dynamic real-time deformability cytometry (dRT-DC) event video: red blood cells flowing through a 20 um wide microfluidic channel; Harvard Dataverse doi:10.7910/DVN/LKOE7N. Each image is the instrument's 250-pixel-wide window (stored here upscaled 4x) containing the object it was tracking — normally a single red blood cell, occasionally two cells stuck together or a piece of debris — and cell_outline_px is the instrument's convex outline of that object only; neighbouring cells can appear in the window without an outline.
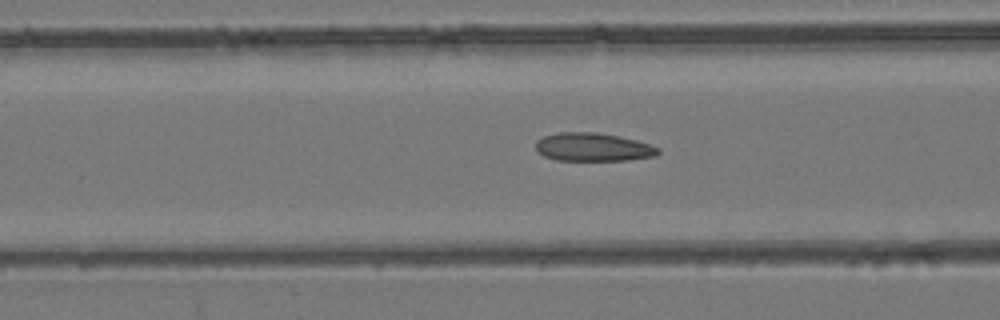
{"species": "common noctule bat (a hibernating species)", "species_latin": "Nyctalus noctula", "temperature_condition": "room temperature", "stored_images_in_passage": 46, "camera_frame_rate_fps": 3000, "um_per_image_px": 0.085, "animal": {"sex": "female", "body_mass_g": 24.6, "forearm_length_mm": 56.2}, "frame": {"image": 1, "passage_image": 13, "time_ms": 4.0, "image_size_px": [1000, 320], "cell_outline_px": [[660, 152], [656, 156], [628, 160], [556, 160], [544, 156], [536, 152], [536, 140], [544, 136], [556, 132], [596, 132], [620, 136], [636, 140], [660, 148]], "centroid_in_image_um": [50.39, 12.5], "position_along_channel_um": 116.2, "area_um2": 20.35}}
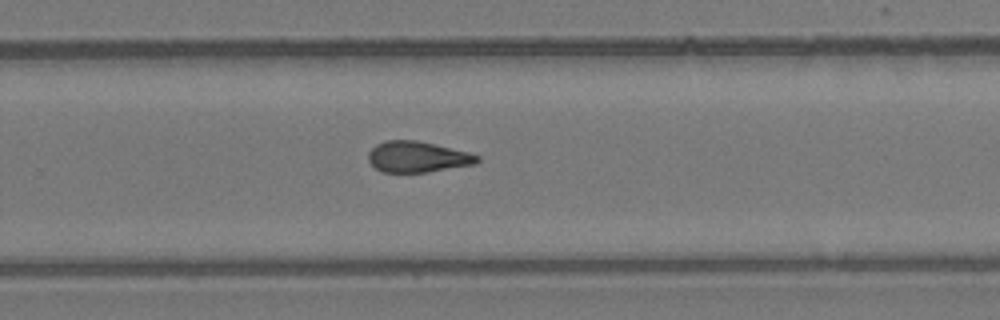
{"frame": {"image": 2, "passage_image": 27, "time_ms": 8.667, "image_size_px": [1000, 320], "cell_outline_px": [[480, 160], [476, 164], [428, 172], [384, 172], [376, 168], [368, 160], [368, 152], [376, 144], [384, 140], [416, 140], [468, 152], [480, 156]], "centroid_in_image_um": [35.49, 13.33], "position_along_channel_um": 294.3, "area_um2": 19.59}}
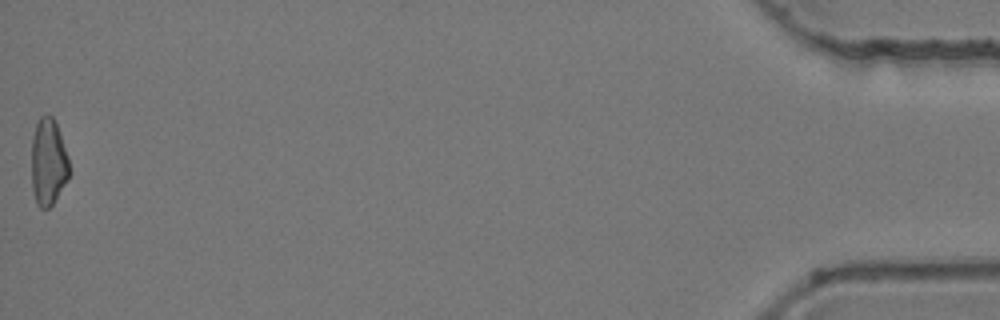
{"frame": {"image": 3, "passage_image": 46, "time_ms": 15.0, "image_size_px": [1000, 320], "cell_outline_px": [[72, 172], [68, 180], [52, 204], [48, 208], [40, 208], [36, 204], [32, 188], [32, 136], [36, 124], [40, 116], [52, 116], [56, 124], [68, 156]], "centroid_in_image_um": [4.12, 13.81], "position_along_channel_um": 431.1, "area_um2": 19.25}, "authors_computed_cell_mechanics": {"area_um2": 19.9699, "velocity_mm_per_s": 3.8191, "shape_relaxation_time_tau1_ms": null, "shape_relaxation_time_tau2_ms": 2.3701, "deformation_change_tau1": null, "deformation_change_tau2": 0.1036}}